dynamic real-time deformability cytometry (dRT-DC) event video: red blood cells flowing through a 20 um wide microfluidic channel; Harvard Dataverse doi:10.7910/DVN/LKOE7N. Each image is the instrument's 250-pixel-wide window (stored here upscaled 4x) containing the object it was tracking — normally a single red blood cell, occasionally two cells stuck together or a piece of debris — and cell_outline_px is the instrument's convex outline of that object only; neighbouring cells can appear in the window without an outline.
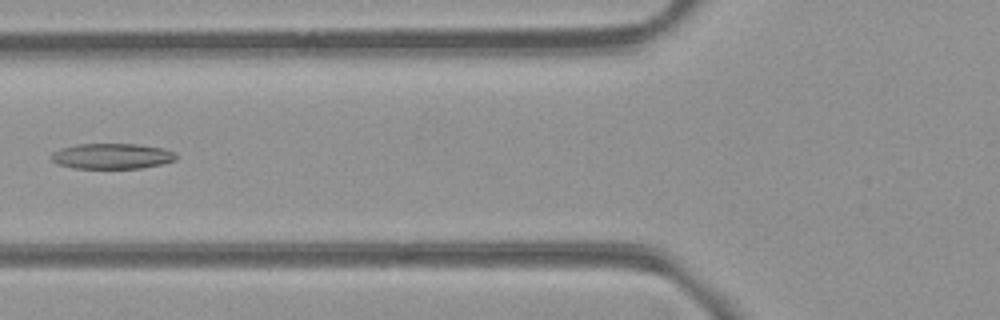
{"species": "common noctule bat (a hibernating species)", "species_latin": "Nyctalus noctula", "temperature_condition": "room temperature", "stored_images_in_passage": 8, "camera_frame_rate_fps": 3000, "um_per_image_px": 0.085, "animal": {"sex": "female", "body_mass_g": 21.9}, "frame": {"image": 1, "passage_image": 6, "time_ms": 6.0, "image_size_px": [1000, 320], "cell_outline_px": [[176, 160], [160, 164], [140, 168], [72, 168], [60, 164], [52, 160], [52, 152], [60, 148], [76, 144], [136, 144], [164, 148], [172, 152], [176, 156]], "centroid_in_image_um": [9.5, 13.26], "position_along_channel_um": 116.3, "area_um2": 18.38}}
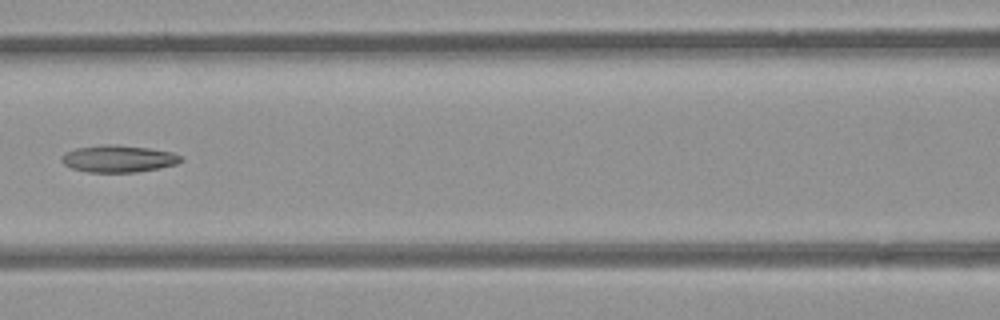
{"frame": {"image": 2, "passage_image": 7, "time_ms": 7.0, "image_size_px": [1000, 320], "cell_outline_px": [[184, 160], [176, 164], [160, 168], [136, 172], [88, 172], [72, 168], [64, 164], [60, 160], [60, 156], [64, 152], [76, 148], [104, 144], [116, 144], [148, 148], [172, 152], [184, 156]], "centroid_in_image_um": [10.07, 13.48], "position_along_channel_um": 156.5, "area_um2": 19.02}}
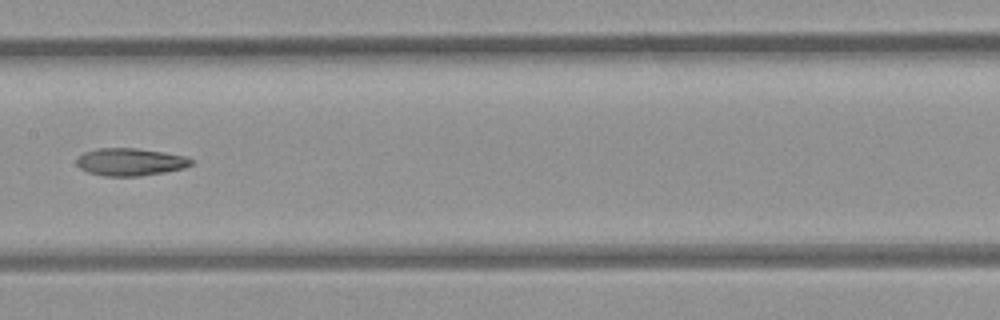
{"frame": {"image": 3, "passage_image": 8, "time_ms": 8.0, "image_size_px": [1000, 320], "cell_outline_px": [[192, 164], [184, 168], [164, 172], [140, 176], [104, 176], [88, 172], [80, 168], [76, 164], [76, 160], [84, 152], [96, 148], [136, 148], [164, 152], [188, 156], [192, 160]], "centroid_in_image_um": [11.08, 13.76], "position_along_channel_um": 196.3, "area_um2": 18.44}}